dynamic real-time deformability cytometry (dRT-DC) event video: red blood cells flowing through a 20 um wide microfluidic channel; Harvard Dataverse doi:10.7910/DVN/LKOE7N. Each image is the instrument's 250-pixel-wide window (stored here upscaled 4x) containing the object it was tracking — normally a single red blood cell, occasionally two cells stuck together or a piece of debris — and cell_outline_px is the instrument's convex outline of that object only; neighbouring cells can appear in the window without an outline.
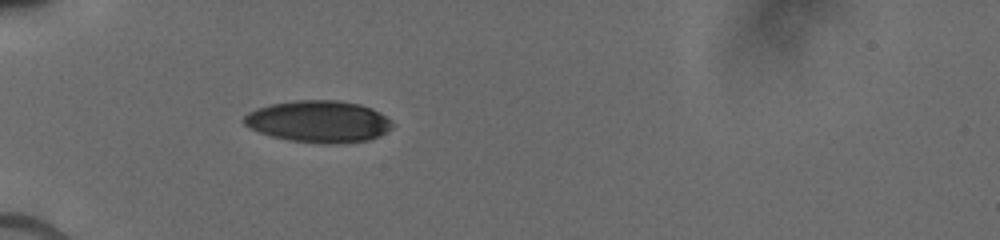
{"species": "human", "species_latin": "Homo sapiens", "temperature_condition": "cold", "stored_images_in_passage": 4, "camera_frame_rate_fps": 3000, "um_per_image_px": 0.085, "donor": {"sex": "male"}, "frame": {"image": 1, "passage_image": 1, "time_ms": 0.0, "image_size_px": [1000, 240], "cell_outline_px": [[396, 124], [392, 128], [380, 136], [368, 140], [332, 144], [320, 144], [288, 140], [272, 136], [248, 128], [240, 120], [248, 112], [256, 108], [268, 104], [296, 100], [336, 100], [360, 104], [372, 108], [380, 112]], "centroid_in_image_um": [27.08, 10.33], "position_along_channel_um": 57.9, "area_um2": 36.65}}
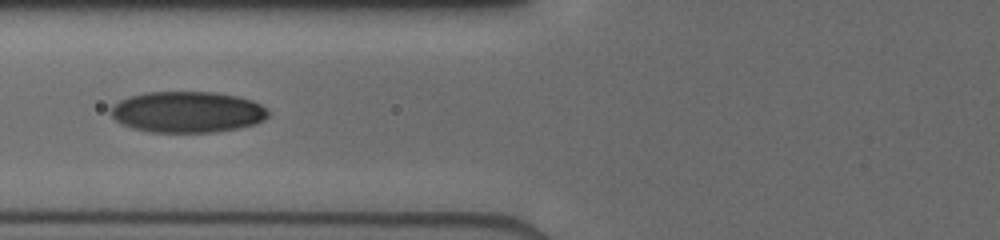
{"frame": {"image": 2, "passage_image": 3, "time_ms": 1.667, "image_size_px": [1000, 240], "cell_outline_px": [[268, 116], [264, 120], [256, 124], [240, 128], [212, 132], [152, 132], [132, 128], [116, 120], [112, 116], [112, 108], [120, 100], [132, 96], [148, 92], [212, 92], [236, 96], [252, 100], [268, 108]], "centroid_in_image_um": [15.98, 9.52], "position_along_channel_um": 109.8, "area_um2": 37.51}}